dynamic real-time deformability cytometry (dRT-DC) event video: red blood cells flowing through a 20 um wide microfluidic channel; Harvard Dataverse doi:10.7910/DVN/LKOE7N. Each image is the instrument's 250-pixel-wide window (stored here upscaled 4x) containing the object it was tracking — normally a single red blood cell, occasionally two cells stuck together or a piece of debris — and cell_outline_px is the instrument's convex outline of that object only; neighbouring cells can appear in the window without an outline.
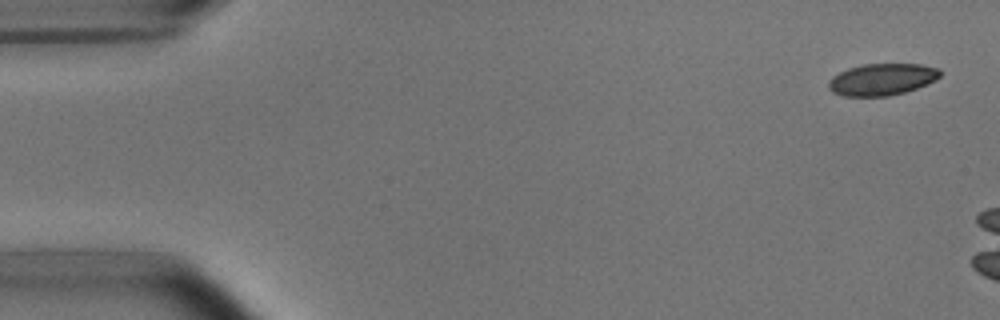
{"species": "common noctule bat (a hibernating species)", "species_latin": "Nyctalus noctula", "temperature_condition": "room temperature", "stored_images_in_passage": 7, "camera_frame_rate_fps": 3000, "um_per_image_px": 0.085, "animal": {"sex": "male", "body_mass_g": 15.6}, "frame": {"image": 1, "passage_image": 2, "time_ms": 0.333, "image_size_px": [1000, 320], "cell_outline_px": [[940, 76], [936, 80], [916, 88], [904, 92], [888, 96], [844, 96], [832, 92], [828, 88], [828, 80], [832, 76], [848, 68], [864, 64], [920, 64], [940, 68]], "centroid_in_image_um": [74.95, 6.74], "position_along_channel_um": 10.0, "area_um2": 20.69}}